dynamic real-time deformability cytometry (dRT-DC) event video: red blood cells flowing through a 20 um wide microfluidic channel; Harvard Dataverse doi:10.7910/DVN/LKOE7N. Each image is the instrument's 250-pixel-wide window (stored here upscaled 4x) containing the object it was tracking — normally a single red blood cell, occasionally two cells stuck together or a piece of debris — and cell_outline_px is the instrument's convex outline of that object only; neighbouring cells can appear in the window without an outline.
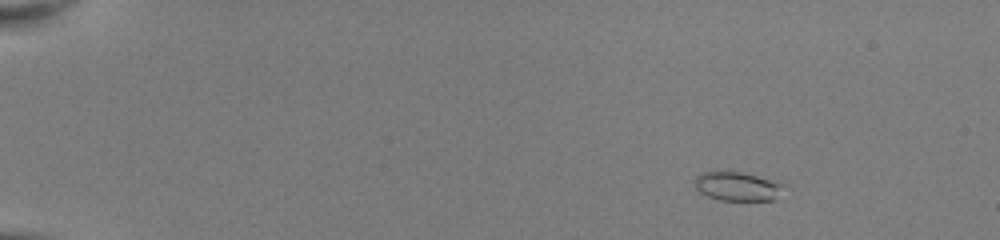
{"species": "common noctule bat (a hibernating species)", "species_latin": "Nyctalus noctula", "temperature_condition": "room temperature", "stored_images_in_passage": 47, "camera_frame_rate_fps": 3000, "um_per_image_px": 0.085, "animal": {"sex": "female", "body_mass_g": 22.0, "forearm_length_mm": 56.7}, "frame": {"image": 1, "passage_image": 2, "time_ms": 0.333, "image_size_px": [1000, 240], "cell_outline_px": [[784, 184], [772, 200], [720, 200], [708, 196], [700, 192], [692, 184], [696, 176], [704, 172], [740, 172], [756, 176]], "centroid_in_image_um": [62.57, 15.84], "position_along_channel_um": 22.4, "area_um2": 14.51}}
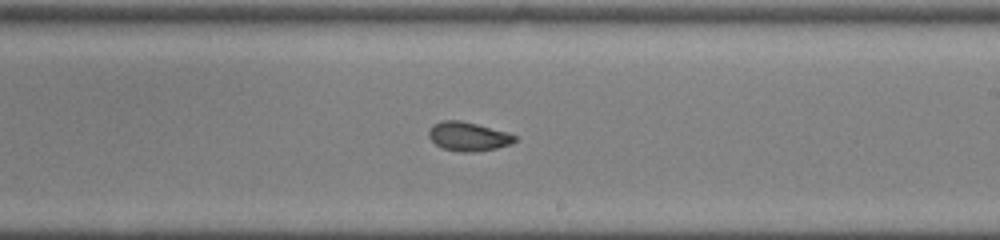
{"frame": {"image": 2, "passage_image": 28, "time_ms": 9.0, "image_size_px": [1000, 240], "cell_outline_px": [[516, 140], [512, 144], [496, 148], [472, 152], [460, 152], [440, 148], [428, 136], [428, 132], [432, 124], [440, 120], [460, 120], [476, 124], [504, 132], [516, 136]], "centroid_in_image_um": [39.74, 11.6], "position_along_channel_um": 249.3, "area_um2": 14.45}}
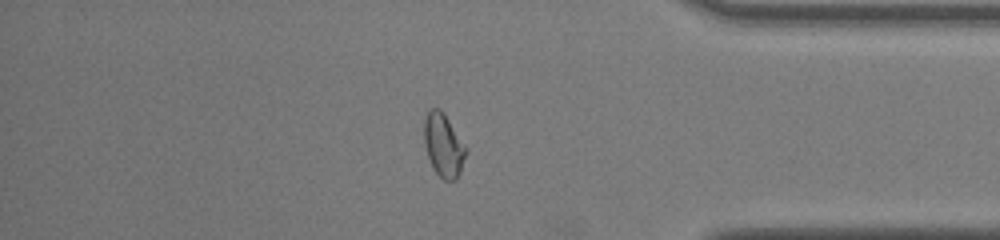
{"frame": {"image": 3, "passage_image": 40, "time_ms": 13.0, "image_size_px": [1000, 240], "cell_outline_px": [[468, 152], [460, 172], [456, 180], [444, 180], [432, 168], [428, 156], [424, 140], [424, 120], [428, 112], [432, 108], [440, 108], [444, 112], [468, 148]], "centroid_in_image_um": [37.73, 12.34], "position_along_channel_um": 397.5, "area_um2": 15.61}, "authors_computed_cell_mechanics": {"area_um2": 14.739, "velocity_mm_per_s": 4.0669, "shape_relaxation_time_tau1_ms": 7.5639, "shape_relaxation_time_tau2_ms": 2.0688, "deformation_change_tau1": 0.1986, "deformation_change_tau2": 0.076}}